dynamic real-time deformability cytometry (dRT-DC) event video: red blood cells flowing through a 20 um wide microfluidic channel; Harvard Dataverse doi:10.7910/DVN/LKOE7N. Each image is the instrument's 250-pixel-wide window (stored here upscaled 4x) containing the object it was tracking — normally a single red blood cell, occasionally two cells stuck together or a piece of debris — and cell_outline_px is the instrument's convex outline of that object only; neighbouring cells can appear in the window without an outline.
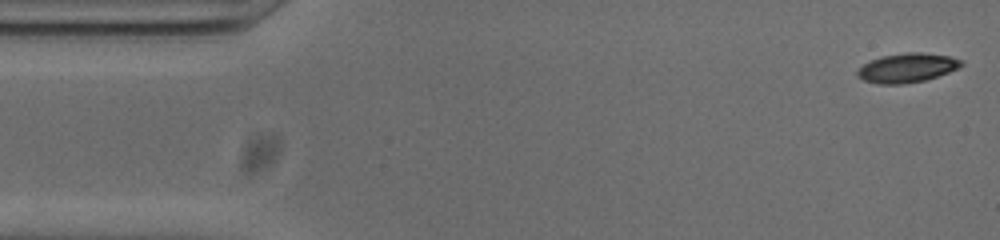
{"species": "common noctule bat (a hibernating species)", "species_latin": "Nyctalus noctula", "temperature_condition": "cold", "stored_images_in_passage": 52, "camera_frame_rate_fps": 3000, "um_per_image_px": 0.085, "animal": {"sex": "male", "body_mass_g": 20.0, "forearm_length_mm": 53.3}, "frame": {"image": 1, "passage_image": 1, "time_ms": 0.0, "image_size_px": [1000, 240], "cell_outline_px": [[964, 64], [960, 68], [924, 80], [904, 84], [880, 84], [864, 80], [856, 76], [856, 72], [864, 64], [880, 56], [908, 52], [924, 52], [948, 56], [964, 60]], "centroid_in_image_um": [77.13, 5.76], "position_along_channel_um": 7.9, "area_um2": 17.69}}
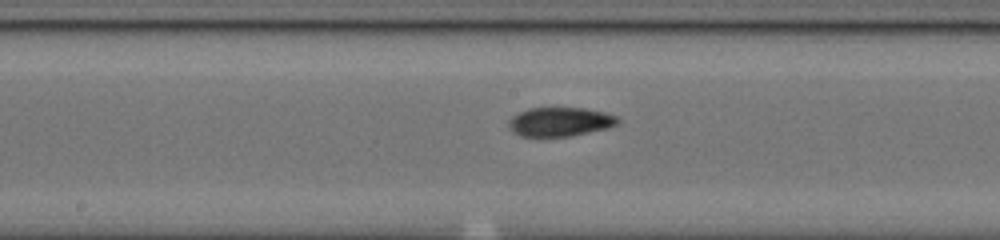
{"frame": {"image": 2, "passage_image": 25, "time_ms": 8.0, "image_size_px": [1000, 240], "cell_outline_px": [[620, 124], [608, 128], [572, 136], [520, 136], [512, 132], [508, 128], [508, 120], [512, 116], [528, 108], [584, 108], [604, 112], [616, 116], [620, 120]], "centroid_in_image_um": [47.6, 10.36], "position_along_channel_um": 200.6, "area_um2": 18.61}}
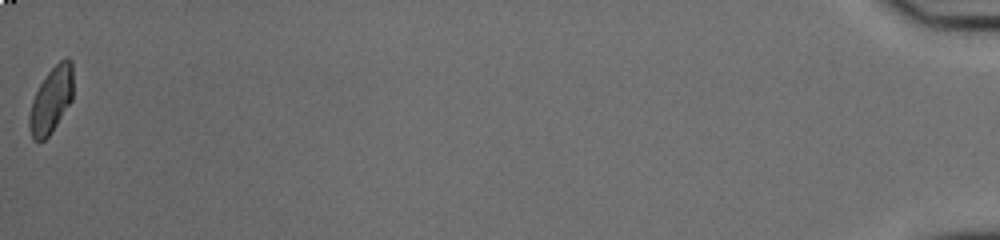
{"frame": {"image": 3, "passage_image": 52, "time_ms": 17.0, "image_size_px": [1000, 240], "cell_outline_px": [[72, 100], [52, 132], [44, 140], [32, 140], [28, 124], [28, 116], [32, 100], [40, 84], [48, 72], [64, 56], [68, 56], [72, 60]], "centroid_in_image_um": [4.35, 8.5], "position_along_channel_um": 430.9, "area_um2": 16.94}, "authors_computed_cell_mechanics": {"area_um2": 18.0336, "velocity_mm_per_s": 3.8232, "shape_relaxation_time_tau1_ms": 9.85, "shape_relaxation_time_tau2_ms": 2.4344, "deformation_change_tau1": 0.2544, "deformation_change_tau2": 0.0658}}